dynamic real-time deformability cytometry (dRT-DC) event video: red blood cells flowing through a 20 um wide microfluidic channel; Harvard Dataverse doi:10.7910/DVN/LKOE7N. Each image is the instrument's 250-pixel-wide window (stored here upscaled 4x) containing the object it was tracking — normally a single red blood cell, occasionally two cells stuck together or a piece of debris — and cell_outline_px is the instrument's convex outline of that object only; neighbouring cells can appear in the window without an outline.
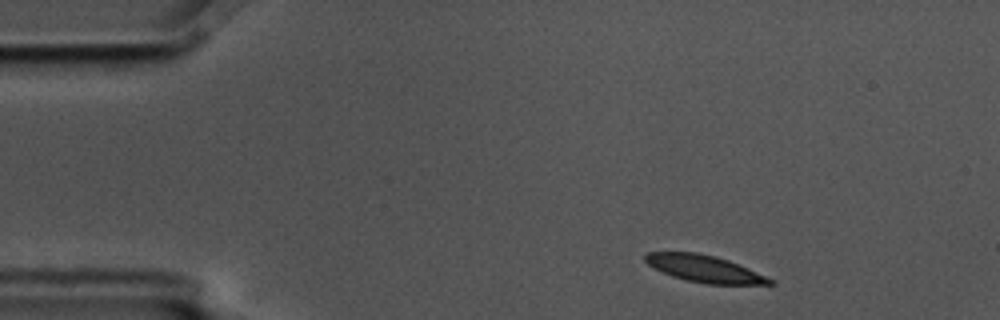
{"species": "common noctule bat (a hibernating species)", "species_latin": "Nyctalus noctula", "temperature_condition": "cold", "stored_images_in_passage": 3, "camera_frame_rate_fps": 3000, "um_per_image_px": 0.085, "animal": {"sex": "male", "body_mass_g": 17.5, "forearm_length_mm": 52.3}, "frame": {"image": 1, "passage_image": 1, "time_ms": 0.0, "image_size_px": [1000, 320], "cell_outline_px": [[776, 284], [708, 284], [688, 280], [672, 276], [648, 264], [644, 260], [644, 256], [648, 252], [696, 252], [716, 256], [728, 260], [748, 268], [772, 280]], "centroid_in_image_um": [59.86, 22.83], "position_along_channel_um": 25.1, "area_um2": 19.19}}